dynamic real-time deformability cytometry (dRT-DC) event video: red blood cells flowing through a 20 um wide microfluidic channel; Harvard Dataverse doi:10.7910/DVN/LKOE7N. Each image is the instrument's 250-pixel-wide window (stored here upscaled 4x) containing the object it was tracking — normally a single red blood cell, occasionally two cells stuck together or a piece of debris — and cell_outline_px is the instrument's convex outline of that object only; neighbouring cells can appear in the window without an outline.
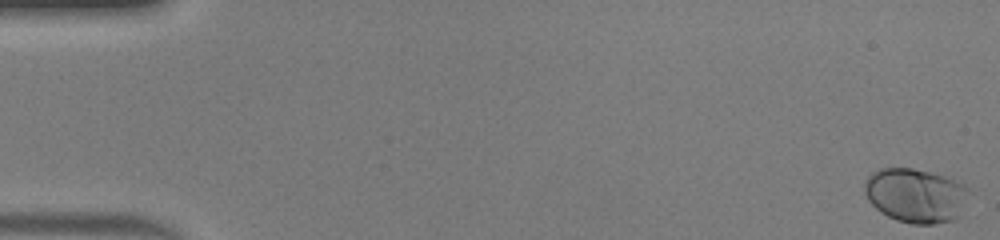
{"species": "human", "species_latin": "Homo sapiens", "temperature_condition": "warm", "stored_images_in_passage": 51, "camera_frame_rate_fps": 3000, "um_per_image_px": 0.085, "donor": {"sex": "male"}, "frame": {"image": 1, "passage_image": 1, "time_ms": 0.0, "image_size_px": [1000, 240], "cell_outline_px": [[968, 192], [956, 220], [936, 224], [912, 224], [896, 220], [880, 212], [868, 200], [864, 192], [864, 184], [868, 176], [872, 172], [880, 168], [912, 168], [944, 176], [964, 184], [968, 188]], "centroid_in_image_um": [77.79, 16.62], "position_along_channel_um": 7.2, "area_um2": 32.89}}
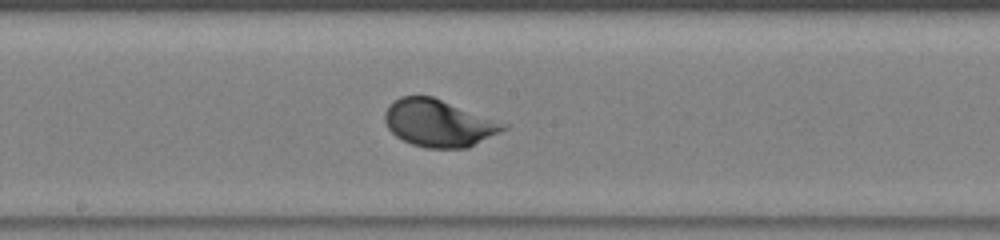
{"frame": {"image": 2, "passage_image": 28, "time_ms": 9.0, "image_size_px": [1000, 240], "cell_outline_px": [[508, 128], [468, 148], [424, 148], [412, 144], [396, 136], [388, 128], [384, 120], [384, 112], [400, 96], [432, 96], [508, 124]], "centroid_in_image_um": [37.3, 10.48], "position_along_channel_um": 210.9, "area_um2": 32.37}}
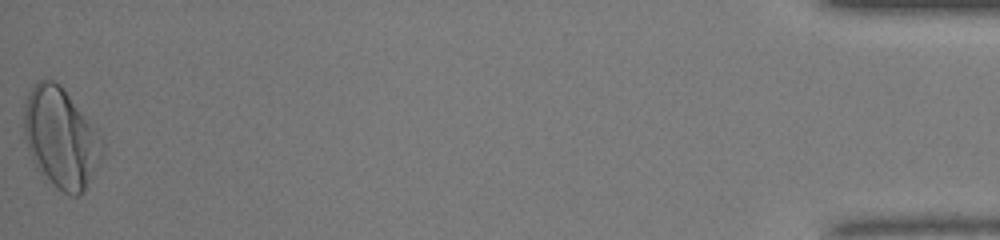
{"frame": {"image": 3, "passage_image": 51, "time_ms": 16.667, "image_size_px": [1000, 240], "cell_outline_px": [[104, 152], [84, 192], [76, 196], [68, 196], [44, 180], [36, 168], [32, 160], [24, 136], [24, 104], [28, 92], [36, 80], [52, 80], [60, 84], [100, 136], [104, 144]], "centroid_in_image_um": [5.14, 11.76], "position_along_channel_um": 430.1, "area_um2": 45.72}, "authors_computed_cell_mechanics": {"area_um2": 31.1542, "velocity_mm_per_s": 4.1334, "shape_relaxation_time_tau1_ms": 3.4953, "shape_relaxation_time_tau2_ms": null, "deformation_change_tau1": 0.1958, "deformation_change_tau2": null}}